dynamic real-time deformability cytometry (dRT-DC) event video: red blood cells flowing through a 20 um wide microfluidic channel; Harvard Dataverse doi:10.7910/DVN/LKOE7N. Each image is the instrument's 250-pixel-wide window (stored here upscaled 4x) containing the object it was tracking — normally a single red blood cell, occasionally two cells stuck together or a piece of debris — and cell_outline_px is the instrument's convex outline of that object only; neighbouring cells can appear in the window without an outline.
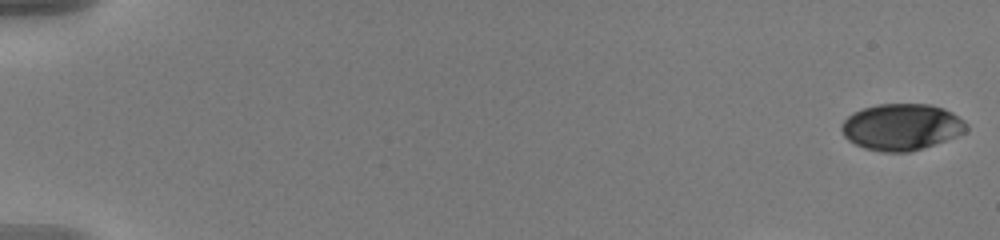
{"species": "human", "species_latin": "Homo sapiens", "temperature_condition": "warm", "stored_images_in_passage": 48, "camera_frame_rate_fps": 3000, "um_per_image_px": 0.085, "donor": {"sex": "male"}, "frame": {"image": 1, "passage_image": 1, "time_ms": 0.0, "image_size_px": [1000, 240], "cell_outline_px": [[968, 128], [964, 132], [956, 136], [908, 152], [880, 152], [864, 148], [848, 140], [844, 136], [840, 128], [840, 124], [852, 112], [864, 108], [880, 104], [928, 104], [944, 108], [952, 112], [964, 120], [968, 124]], "centroid_in_image_um": [76.6, 10.78], "position_along_channel_um": 8.4, "area_um2": 33.7}}
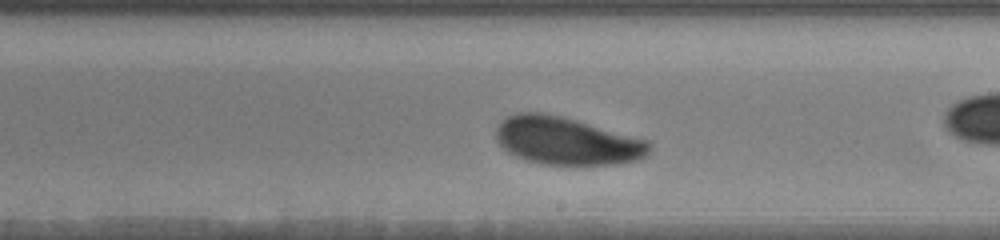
{"frame": {"image": 2, "passage_image": 32, "time_ms": 10.333, "image_size_px": [1000, 240], "cell_outline_px": [[652, 148], [648, 156], [640, 160], [620, 164], [544, 164], [524, 160], [508, 152], [496, 140], [496, 128], [500, 120], [516, 112], [544, 112], [576, 120], [648, 140], [652, 144]], "centroid_in_image_um": [48.19, 11.98], "position_along_channel_um": 240.8, "area_um2": 42.89}}
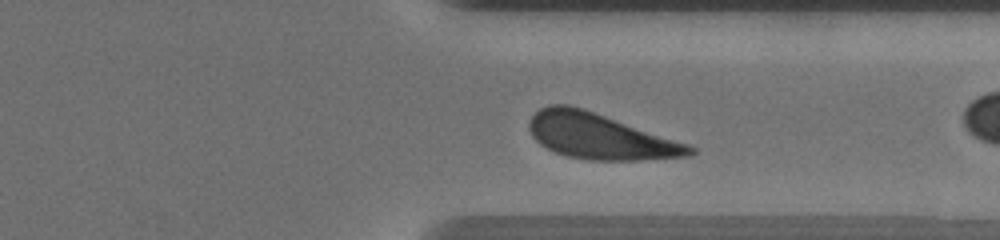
{"frame": {"image": 3, "passage_image": 42, "time_ms": 13.667, "image_size_px": [1000, 240], "cell_outline_px": [[696, 152], [692, 156], [640, 160], [588, 160], [568, 156], [556, 152], [540, 144], [532, 136], [528, 128], [528, 120], [540, 108], [548, 104], [568, 104], [584, 108], [688, 144], [696, 148]], "centroid_in_image_um": [50.98, 11.58], "position_along_channel_um": 360.4, "area_um2": 42.71}, "authors_computed_cell_mechanics": {"area_um2": 42.1651, "velocity_mm_per_s": 3.5811, "shape_relaxation_time_tau1_ms": 2.8481, "shape_relaxation_time_tau2_ms": null, "deformation_change_tau1": 0.1329, "deformation_change_tau2": null}}